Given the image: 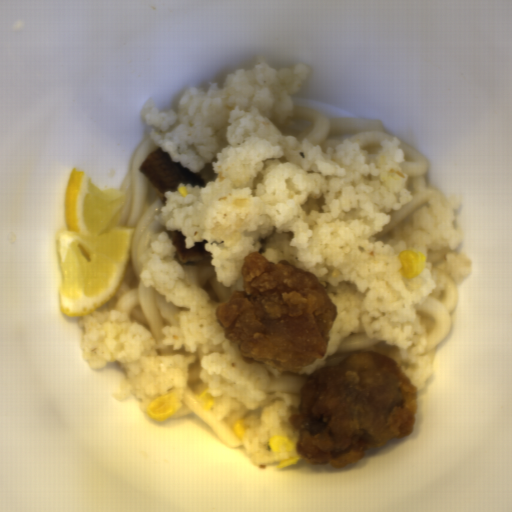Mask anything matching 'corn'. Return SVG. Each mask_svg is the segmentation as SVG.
I'll return each instance as SVG.
<instances>
[{
    "label": "corn",
    "instance_id": "corn-5",
    "mask_svg": "<svg viewBox=\"0 0 512 512\" xmlns=\"http://www.w3.org/2000/svg\"><path fill=\"white\" fill-rule=\"evenodd\" d=\"M247 419L236 420L232 423V433L238 440H243L249 431Z\"/></svg>",
    "mask_w": 512,
    "mask_h": 512
},
{
    "label": "corn",
    "instance_id": "corn-4",
    "mask_svg": "<svg viewBox=\"0 0 512 512\" xmlns=\"http://www.w3.org/2000/svg\"><path fill=\"white\" fill-rule=\"evenodd\" d=\"M196 396L203 410L212 411L215 409L217 401L213 397L210 389H202Z\"/></svg>",
    "mask_w": 512,
    "mask_h": 512
},
{
    "label": "corn",
    "instance_id": "corn-1",
    "mask_svg": "<svg viewBox=\"0 0 512 512\" xmlns=\"http://www.w3.org/2000/svg\"><path fill=\"white\" fill-rule=\"evenodd\" d=\"M181 406L179 393L176 390H171L148 403L145 413L149 419L162 422L179 411Z\"/></svg>",
    "mask_w": 512,
    "mask_h": 512
},
{
    "label": "corn",
    "instance_id": "corn-2",
    "mask_svg": "<svg viewBox=\"0 0 512 512\" xmlns=\"http://www.w3.org/2000/svg\"><path fill=\"white\" fill-rule=\"evenodd\" d=\"M401 277L414 280L425 272L427 256L417 250L403 249L398 253Z\"/></svg>",
    "mask_w": 512,
    "mask_h": 512
},
{
    "label": "corn",
    "instance_id": "corn-6",
    "mask_svg": "<svg viewBox=\"0 0 512 512\" xmlns=\"http://www.w3.org/2000/svg\"><path fill=\"white\" fill-rule=\"evenodd\" d=\"M300 458H301L300 456H295V457H291V458L279 461L278 469L290 467V466L294 465L295 463L299 462Z\"/></svg>",
    "mask_w": 512,
    "mask_h": 512
},
{
    "label": "corn",
    "instance_id": "corn-7",
    "mask_svg": "<svg viewBox=\"0 0 512 512\" xmlns=\"http://www.w3.org/2000/svg\"><path fill=\"white\" fill-rule=\"evenodd\" d=\"M177 191H178L179 195L184 198L187 197V195H188V190L186 187L180 186V187H178Z\"/></svg>",
    "mask_w": 512,
    "mask_h": 512
},
{
    "label": "corn",
    "instance_id": "corn-3",
    "mask_svg": "<svg viewBox=\"0 0 512 512\" xmlns=\"http://www.w3.org/2000/svg\"><path fill=\"white\" fill-rule=\"evenodd\" d=\"M269 446L272 453L275 454L290 452L295 447L292 440L281 435H275L269 438Z\"/></svg>",
    "mask_w": 512,
    "mask_h": 512
}]
</instances>
